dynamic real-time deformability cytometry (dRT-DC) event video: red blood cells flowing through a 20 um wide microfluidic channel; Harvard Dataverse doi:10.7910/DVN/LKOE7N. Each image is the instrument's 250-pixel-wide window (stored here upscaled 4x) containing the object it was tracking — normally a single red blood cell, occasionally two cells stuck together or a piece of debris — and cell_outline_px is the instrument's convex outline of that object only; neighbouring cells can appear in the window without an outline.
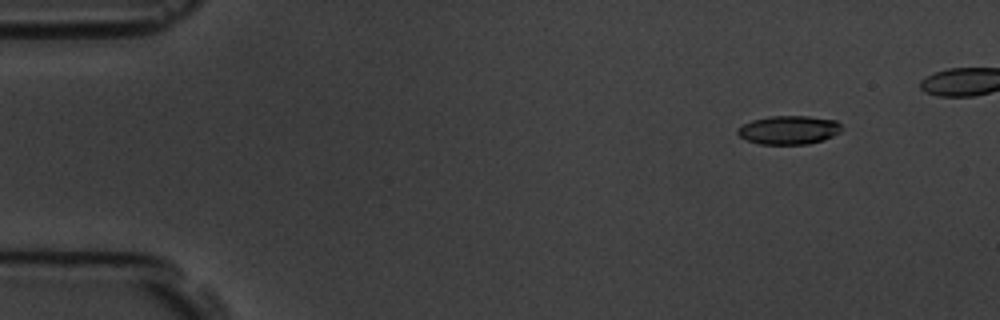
{"species": "common noctule bat (a hibernating species)", "species_latin": "Nyctalus noctula", "temperature_condition": "room temperature", "stored_images_in_passage": 4, "camera_frame_rate_fps": 3000, "um_per_image_px": 0.085, "animal": {"sex": "male", "body_mass_g": 19.5, "forearm_length_mm": 54.6}, "frame": {"image": 1, "passage_image": 2, "time_ms": 1.333, "image_size_px": [1000, 320], "cell_outline_px": [[840, 132], [824, 140], [808, 144], [760, 144], [748, 140], [740, 136], [736, 132], [736, 128], [752, 120], [768, 116], [808, 116], [836, 120], [840, 124]], "centroid_in_image_um": [67.04, 11.04], "position_along_channel_um": 18.0, "area_um2": 17.34}}